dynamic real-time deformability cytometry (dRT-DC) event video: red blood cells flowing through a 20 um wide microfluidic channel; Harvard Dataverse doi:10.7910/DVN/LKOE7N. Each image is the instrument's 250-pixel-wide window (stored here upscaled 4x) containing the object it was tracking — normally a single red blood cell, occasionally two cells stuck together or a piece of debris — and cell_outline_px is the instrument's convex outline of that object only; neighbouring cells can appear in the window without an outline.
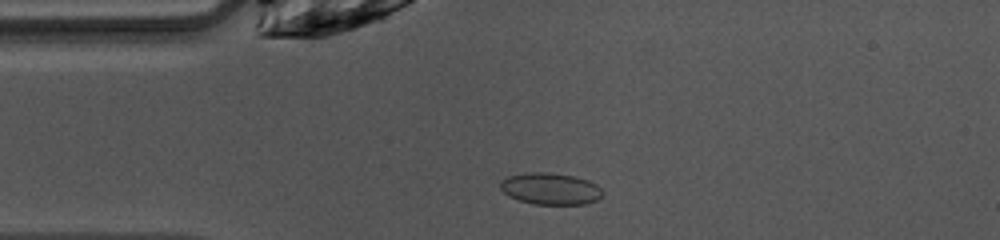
{"species": "common noctule bat (a hibernating species)", "species_latin": "Nyctalus noctula", "temperature_condition": "warm", "stored_images_in_passage": 48, "camera_frame_rate_fps": 3000, "um_per_image_px": 0.085, "animal": {"sex": "female", "body_mass_g": 10.0, "forearm_length_mm": 53.1}, "frame": {"image": 1, "passage_image": 10, "time_ms": 3.0, "image_size_px": [1000, 240], "cell_outline_px": [[600, 196], [596, 200], [584, 204], [532, 204], [508, 196], [500, 188], [500, 180], [508, 176], [528, 172], [544, 172], [576, 176], [588, 180], [596, 184], [600, 188]], "centroid_in_image_um": [46.74, 16.03], "position_along_channel_um": 38.3, "area_um2": 18.79}}
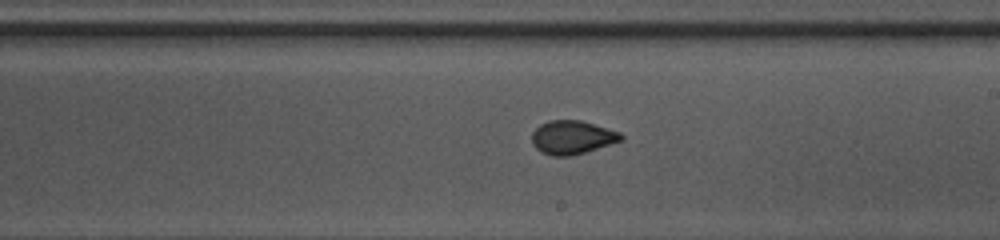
{"frame": {"image": 2, "passage_image": 26, "time_ms": 8.333, "image_size_px": [1000, 240], "cell_outline_px": [[624, 140], [572, 156], [552, 156], [540, 152], [532, 144], [532, 132], [540, 124], [548, 120], [580, 120], [620, 132], [624, 136]], "centroid_in_image_um": [48.63, 11.68], "position_along_channel_um": 240.4, "area_um2": 17.57}}
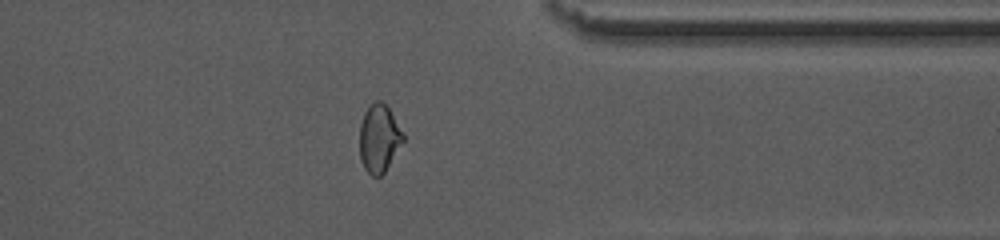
{"frame": {"image": 3, "passage_image": 37, "time_ms": 12.0, "image_size_px": [1000, 240], "cell_outline_px": [[404, 140], [384, 172], [380, 176], [372, 176], [364, 168], [360, 160], [360, 124], [364, 112], [376, 100], [380, 100], [388, 108], [404, 132]], "centroid_in_image_um": [32.22, 11.76], "position_along_channel_um": 379.2, "area_um2": 17.05}, "authors_computed_cell_mechanics": {"area_um2": 17.8602, "velocity_mm_per_s": 4.0662, "shape_relaxation_time_tau1_ms": 8.7628, "shape_relaxation_time_tau2_ms": 0.949, "deformation_change_tau1": 0.1389, "deformation_change_tau2": 0.0362}}